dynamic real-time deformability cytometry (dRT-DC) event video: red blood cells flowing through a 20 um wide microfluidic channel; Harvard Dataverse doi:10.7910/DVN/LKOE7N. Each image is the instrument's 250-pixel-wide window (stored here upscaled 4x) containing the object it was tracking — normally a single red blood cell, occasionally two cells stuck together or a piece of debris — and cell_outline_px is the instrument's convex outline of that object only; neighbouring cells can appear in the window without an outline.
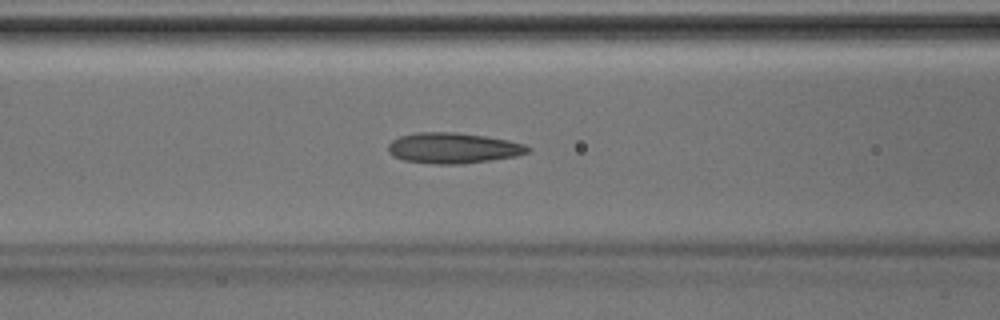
{"species": "Egyptian fruit bat (a non-hibernating species)", "species_latin": "Rousettus aegyptiacus", "temperature_condition": "room temperature", "stored_images_in_passage": 44, "camera_frame_rate_fps": 3000, "um_per_image_px": 0.085, "animal": {"sex": "male"}, "frame": {"image": 1, "passage_image": 18, "time_ms": 5.667, "image_size_px": [1000, 320], "cell_outline_px": [[532, 148], [528, 152], [516, 156], [460, 164], [432, 164], [404, 160], [392, 156], [388, 152], [388, 144], [392, 140], [400, 136], [416, 132], [456, 132], [484, 136], [508, 140], [524, 144]], "centroid_in_image_um": [38.48, 12.58], "position_along_channel_um": 128.1, "area_um2": 24.91}}
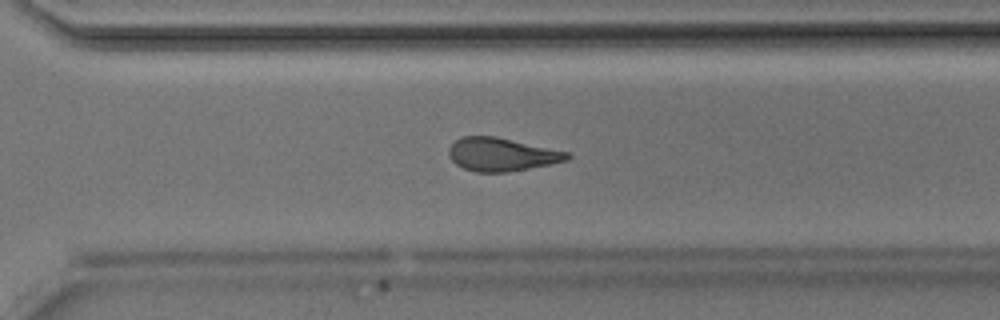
{"frame": {"image": 2, "passage_image": 31, "time_ms": 10.0, "image_size_px": [1000, 320], "cell_outline_px": [[572, 156], [568, 160], [508, 172], [476, 172], [464, 168], [456, 164], [448, 156], [448, 148], [456, 140], [464, 136], [496, 136], [572, 152]], "centroid_in_image_um": [42.67, 13.12], "position_along_channel_um": 327.9, "area_um2": 23.06}}
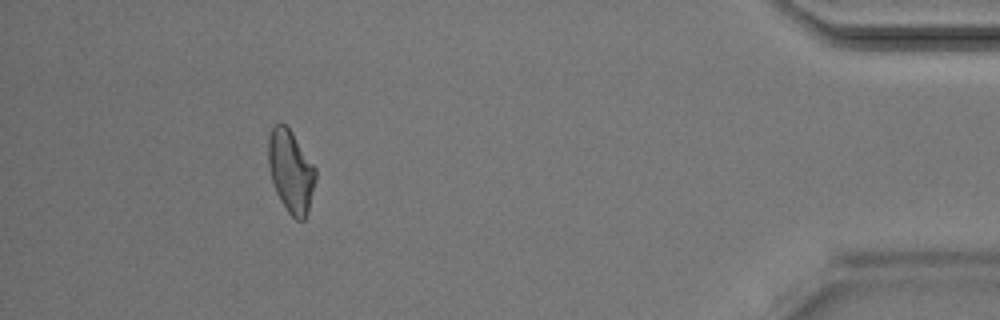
{"frame": {"image": 3, "passage_image": 40, "time_ms": 13.0, "image_size_px": [1000, 320], "cell_outline_px": [[316, 180], [308, 212], [304, 220], [296, 220], [288, 212], [280, 200], [276, 192], [272, 180], [268, 164], [268, 136], [272, 128], [276, 124], [284, 124], [292, 132], [316, 168]], "centroid_in_image_um": [24.73, 14.57], "position_along_channel_um": 410.5, "area_um2": 22.66}}